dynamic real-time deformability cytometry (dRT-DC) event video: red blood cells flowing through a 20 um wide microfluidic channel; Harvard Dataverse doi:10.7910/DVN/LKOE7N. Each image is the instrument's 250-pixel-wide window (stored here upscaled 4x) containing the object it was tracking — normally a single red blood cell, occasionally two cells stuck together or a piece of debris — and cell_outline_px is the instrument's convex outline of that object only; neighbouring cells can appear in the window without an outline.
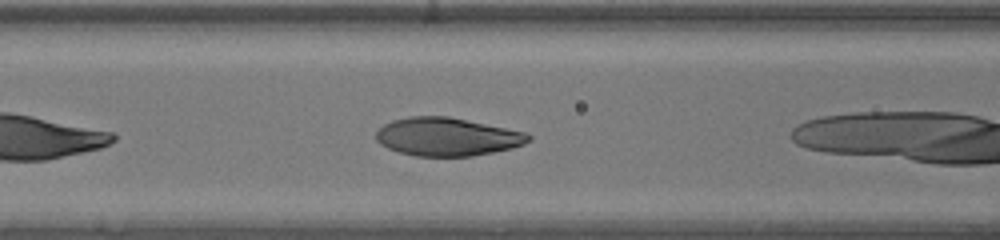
{"species": "human", "species_latin": "Homo sapiens", "temperature_condition": "warm", "stored_images_in_passage": 8, "camera_frame_rate_fps": 3000, "um_per_image_px": 0.085, "donor": {"sex": "male"}, "frame": {"image": 1, "passage_image": 4, "time_ms": 1.0, "image_size_px": [1000, 240], "cell_outline_px": [[532, 140], [524, 144], [512, 148], [472, 156], [416, 156], [400, 152], [388, 148], [380, 144], [376, 140], [376, 132], [384, 124], [392, 120], [408, 116], [448, 116], [524, 132], [532, 136]], "centroid_in_image_um": [37.99, 11.62], "position_along_channel_um": 128.6, "area_um2": 33.81}}
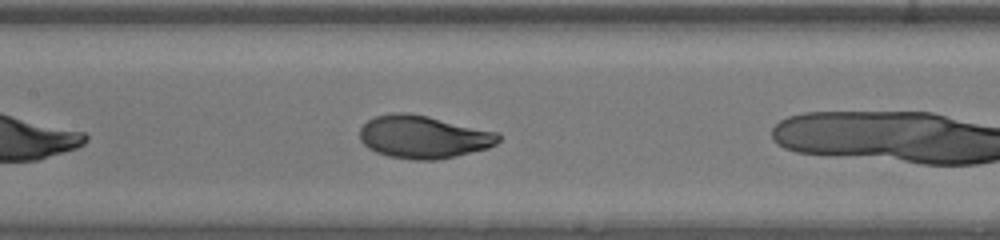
{"frame": {"image": 2, "passage_image": 7, "time_ms": 2.0, "image_size_px": [1000, 240], "cell_outline_px": [[500, 140], [496, 144], [488, 148], [456, 156], [436, 160], [412, 160], [388, 156], [376, 152], [368, 148], [360, 140], [360, 128], [368, 120], [376, 116], [392, 112], [408, 112], [428, 116], [500, 132]], "centroid_in_image_um": [36.0, 11.63], "position_along_channel_um": 171.4, "area_um2": 34.91}}